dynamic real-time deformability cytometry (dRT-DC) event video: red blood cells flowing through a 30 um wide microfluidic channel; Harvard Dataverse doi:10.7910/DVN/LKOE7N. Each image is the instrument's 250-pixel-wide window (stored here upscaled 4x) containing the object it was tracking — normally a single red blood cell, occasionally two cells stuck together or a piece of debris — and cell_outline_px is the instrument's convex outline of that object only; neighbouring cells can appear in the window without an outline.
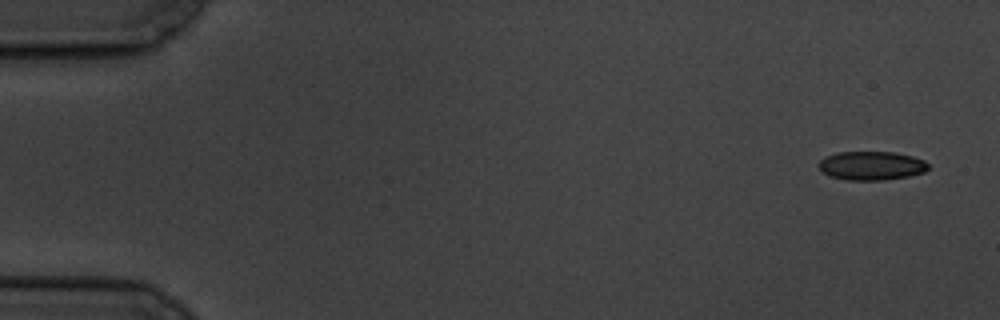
{"species": "common noctule bat (a hibernating species)", "species_latin": "Nyctalus noctula", "temperature_condition": "cold", "stored_images_in_passage": 4, "camera_frame_rate_fps": 3000, "um_per_image_px": 0.085, "animal": {"sex": "male", "body_mass_g": 19.5, "forearm_length_mm": 54.6}, "frame": {"image": 1, "passage_image": 1, "time_ms": 0.0, "image_size_px": [1000, 320], "cell_outline_px": [[928, 168], [924, 172], [908, 176], [884, 180], [848, 180], [828, 176], [820, 172], [820, 160], [824, 156], [836, 152], [896, 152], [912, 156], [924, 160], [928, 164]], "centroid_in_image_um": [74.04, 14.08], "position_along_channel_um": 11.0, "area_um2": 18.5}}